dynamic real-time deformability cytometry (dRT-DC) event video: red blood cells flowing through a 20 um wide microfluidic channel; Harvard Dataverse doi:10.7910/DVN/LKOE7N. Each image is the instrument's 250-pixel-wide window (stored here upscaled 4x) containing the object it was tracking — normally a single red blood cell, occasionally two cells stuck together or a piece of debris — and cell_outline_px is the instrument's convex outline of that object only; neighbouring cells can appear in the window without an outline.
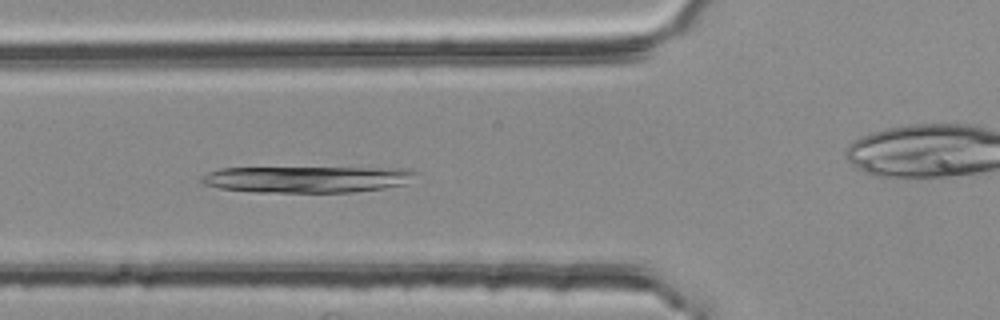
{"species": "common noctule bat (a hibernating species)", "species_latin": "Nyctalus noctula", "temperature_condition": "room temperature", "stored_images_in_passage": 41, "camera_frame_rate_fps": 3000, "um_per_image_px": 0.085, "animal": {"sex": "female", "body_mass_g": 25.1}, "frame": {"image": 1, "passage_image": 7, "time_ms": 2.0, "image_size_px": [1000, 320], "cell_outline_px": [[420, 172], [404, 184], [384, 188], [352, 192], [256, 192], [220, 188], [204, 184], [200, 180], [208, 172], [220, 168], [412, 168]], "centroid_in_image_um": [26.15, 15.23], "position_along_channel_um": 99.6, "area_um2": 32.95}}
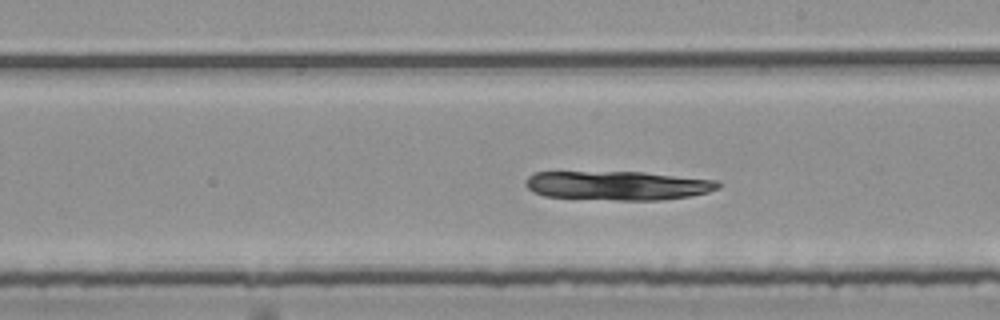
{"frame": {"image": 2, "passage_image": 18, "time_ms": 5.667, "image_size_px": [1000, 320], "cell_outline_px": [[720, 188], [708, 192], [688, 196], [660, 200], [616, 200], [544, 196], [532, 192], [524, 184], [524, 180], [528, 176], [536, 172], [644, 172], [720, 180]], "centroid_in_image_um": [52.52, 15.76], "position_along_channel_um": 236.5, "area_um2": 32.77}}
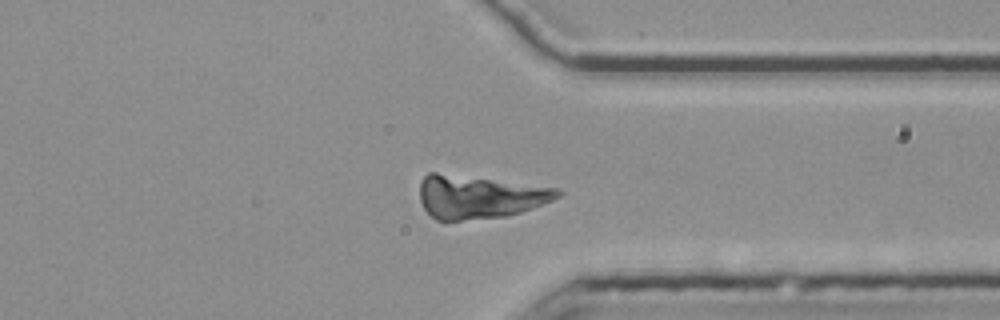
{"frame": {"image": 3, "passage_image": 29, "time_ms": 9.333, "image_size_px": [1000, 320], "cell_outline_px": [[564, 192], [560, 196], [552, 200], [532, 208], [508, 216], [444, 224], [436, 220], [424, 208], [420, 200], [420, 180], [428, 172], [436, 172], [560, 188]], "centroid_in_image_um": [40.71, 16.77], "position_along_channel_um": 370.7, "area_um2": 35.43}}